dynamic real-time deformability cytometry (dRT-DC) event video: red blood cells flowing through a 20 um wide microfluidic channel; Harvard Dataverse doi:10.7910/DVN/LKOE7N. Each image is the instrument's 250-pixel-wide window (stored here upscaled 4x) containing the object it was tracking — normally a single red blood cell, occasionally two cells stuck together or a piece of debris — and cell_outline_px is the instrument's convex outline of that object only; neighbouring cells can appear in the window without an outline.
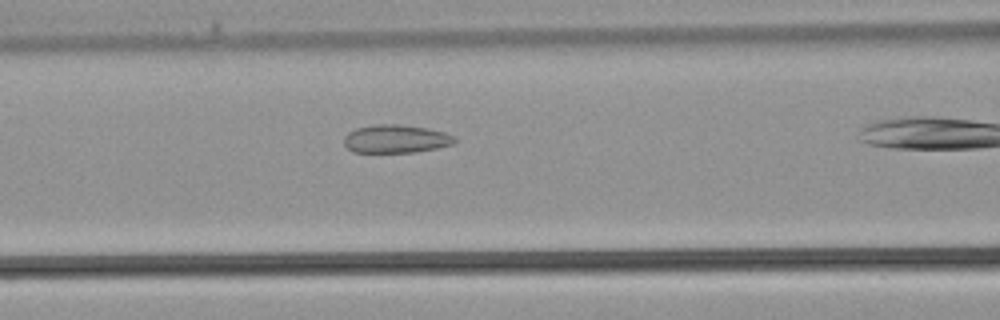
{"species": "common noctule bat (a hibernating species)", "species_latin": "Nyctalus noctula", "temperature_condition": "warm", "stored_images_in_passage": 20, "camera_frame_rate_fps": 3000, "um_per_image_px": 0.085, "animal": {"sex": "male", "body_mass_g": 21.5, "forearm_length_mm": 52.0}, "frame": {"image": 1, "passage_image": 6, "time_ms": 1.667, "image_size_px": [1000, 320], "cell_outline_px": [[456, 140], [452, 144], [436, 148], [412, 152], [352, 152], [344, 144], [344, 136], [348, 132], [356, 128], [372, 124], [400, 124], [428, 128], [444, 132], [452, 136]], "centroid_in_image_um": [33.6, 11.79], "position_along_channel_um": 133.0, "area_um2": 18.15}}
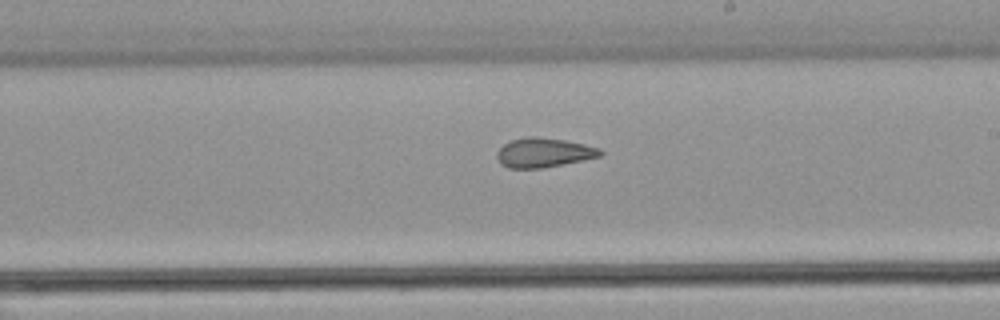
{"frame": {"image": 2, "passage_image": 12, "time_ms": 3.667, "image_size_px": [1000, 320], "cell_outline_px": [[604, 152], [600, 156], [540, 168], [508, 168], [500, 164], [496, 156], [496, 152], [504, 144], [512, 140], [528, 136], [536, 136], [564, 140], [584, 144], [600, 148]], "centroid_in_image_um": [46.18, 12.96], "position_along_channel_um": 242.8, "area_um2": 17.51}}
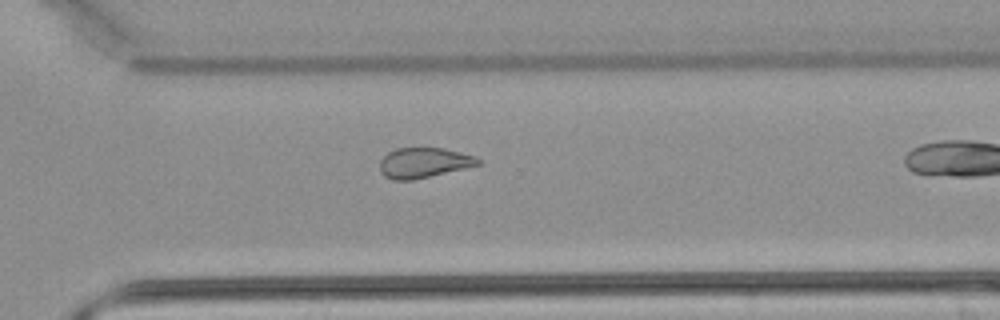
{"frame": {"image": 3, "passage_image": 17, "time_ms": 5.333, "image_size_px": [1000, 320], "cell_outline_px": [[480, 164], [464, 168], [412, 180], [392, 180], [384, 176], [380, 172], [380, 160], [388, 152], [396, 148], [444, 148], [476, 156], [480, 160]], "centroid_in_image_um": [35.99, 13.83], "position_along_channel_um": 334.6, "area_um2": 17.17}}